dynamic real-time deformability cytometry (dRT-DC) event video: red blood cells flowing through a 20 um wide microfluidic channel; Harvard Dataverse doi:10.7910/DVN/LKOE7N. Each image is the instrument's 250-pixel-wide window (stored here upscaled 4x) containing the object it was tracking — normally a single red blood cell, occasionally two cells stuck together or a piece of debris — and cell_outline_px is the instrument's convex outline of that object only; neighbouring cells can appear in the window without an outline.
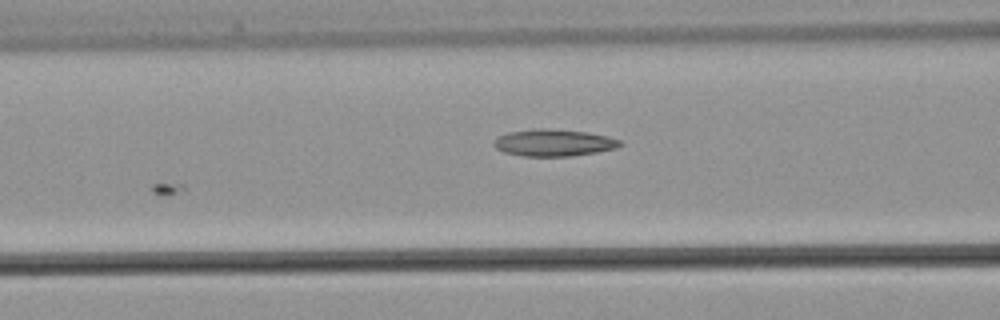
{"species": "common noctule bat (a hibernating species)", "species_latin": "Nyctalus noctula", "temperature_condition": "warm", "stored_images_in_passage": 4, "camera_frame_rate_fps": 3000, "um_per_image_px": 0.085, "animal": {"sex": "male", "body_mass_g": 21.5, "forearm_length_mm": 52.0}, "frame": {"image": 1, "passage_image": 4, "time_ms": 1.0, "image_size_px": [1000, 320], "cell_outline_px": [[624, 144], [616, 148], [596, 152], [572, 156], [524, 156], [504, 152], [496, 148], [492, 144], [500, 136], [508, 132], [536, 128], [544, 128], [584, 132], [608, 136], [620, 140]], "centroid_in_image_um": [47.08, 12.13], "position_along_channel_um": 119.5, "area_um2": 19.65}}